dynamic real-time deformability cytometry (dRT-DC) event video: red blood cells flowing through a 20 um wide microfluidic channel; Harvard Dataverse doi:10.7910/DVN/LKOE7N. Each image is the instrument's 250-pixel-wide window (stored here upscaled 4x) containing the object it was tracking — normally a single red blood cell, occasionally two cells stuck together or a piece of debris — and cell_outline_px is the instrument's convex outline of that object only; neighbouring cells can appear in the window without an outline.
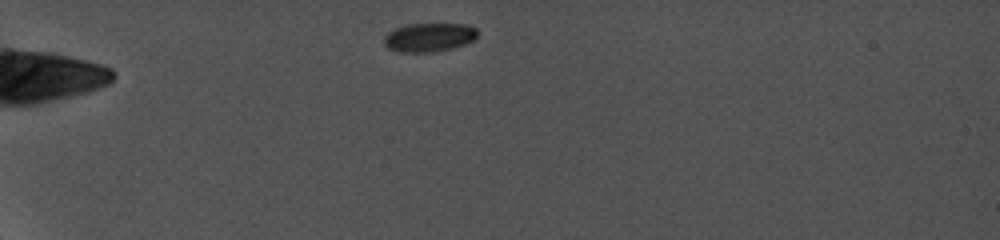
{"species": "common noctule bat (a hibernating species)", "species_latin": "Nyctalus noctula", "temperature_condition": "cold", "stored_images_in_passage": 10, "camera_frame_rate_fps": 5000, "um_per_image_px": 0.085, "animal": {"sex": "female", "body_mass_g": 19.0, "forearm_length_mm": 56.7}, "frame": {"image": 1, "passage_image": 1, "time_ms": 0.0, "image_size_px": [1000, 240], "cell_outline_px": [[476, 40], [452, 48], [436, 52], [400, 52], [388, 48], [384, 44], [384, 36], [388, 32], [396, 28], [408, 24], [468, 24], [476, 28]], "centroid_in_image_um": [36.48, 3.17], "position_along_channel_um": 48.5, "area_um2": 15.72}}
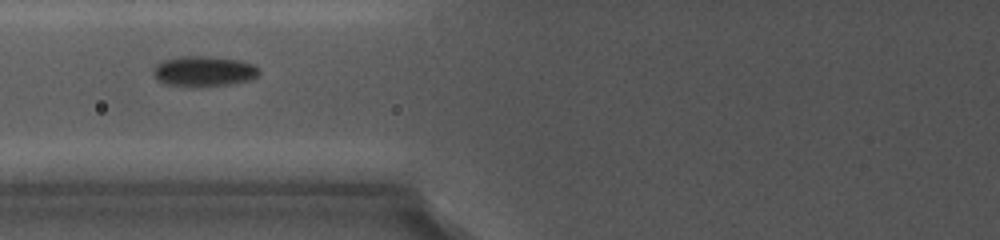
{"frame": {"image": 2, "passage_image": 4, "time_ms": 3.2, "image_size_px": [1000, 240], "cell_outline_px": [[260, 72], [252, 80], [228, 84], [164, 84], [156, 80], [152, 72], [156, 64], [160, 60], [180, 56], [208, 56], [240, 60], [252, 64], [260, 68]], "centroid_in_image_um": [17.31, 6.01], "position_along_channel_um": 108.5, "area_um2": 18.32}}
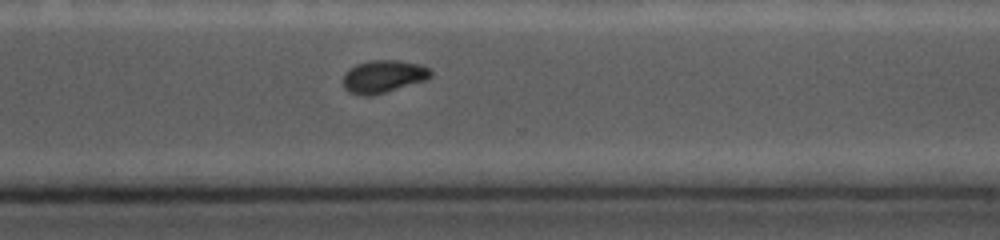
{"frame": {"image": 3, "passage_image": 10, "time_ms": 9.2, "image_size_px": [1000, 240], "cell_outline_px": [[432, 76], [424, 80], [372, 96], [364, 96], [348, 92], [344, 88], [344, 72], [348, 68], [356, 64], [372, 60], [400, 60], [420, 64], [428, 68], [432, 72]], "centroid_in_image_um": [32.55, 6.49], "position_along_channel_um": 338.0, "area_um2": 16.65}}